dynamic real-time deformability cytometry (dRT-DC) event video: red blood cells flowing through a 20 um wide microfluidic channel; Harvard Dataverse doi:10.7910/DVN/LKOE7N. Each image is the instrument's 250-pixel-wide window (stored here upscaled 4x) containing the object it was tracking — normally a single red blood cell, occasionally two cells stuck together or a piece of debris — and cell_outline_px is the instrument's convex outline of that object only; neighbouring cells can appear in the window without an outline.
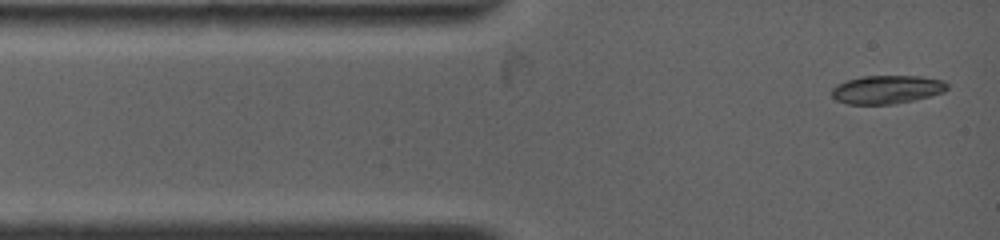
{"species": "common noctule bat (a hibernating species)", "species_latin": "Nyctalus noctula", "temperature_condition": "warm", "stored_images_in_passage": 7, "camera_frame_rate_fps": 4500, "um_per_image_px": 0.085, "animal": {"sex": "female", "body_mass_g": 19.0, "forearm_length_mm": 53.3}, "frame": {"image": 1, "passage_image": 1, "time_ms": 0.0, "image_size_px": [1000, 240], "cell_outline_px": [[948, 88], [944, 92], [896, 104], [848, 104], [836, 100], [832, 96], [832, 88], [836, 84], [848, 80], [864, 76], [920, 76], [944, 80], [948, 84]], "centroid_in_image_um": [75.39, 7.6], "position_along_channel_um": 9.6, "area_um2": 19.07}}
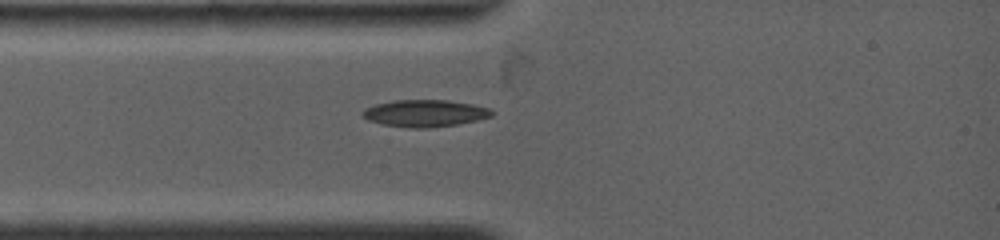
{"frame": {"image": 2, "passage_image": 4, "time_ms": 2.0, "image_size_px": [1000, 240], "cell_outline_px": [[496, 112], [492, 116], [476, 120], [456, 124], [424, 128], [412, 128], [384, 124], [368, 120], [360, 116], [360, 112], [364, 108], [376, 104], [396, 100], [448, 100], [472, 104], [488, 108]], "centroid_in_image_um": [36.09, 9.62], "position_along_channel_um": 48.9, "area_um2": 20.23}}
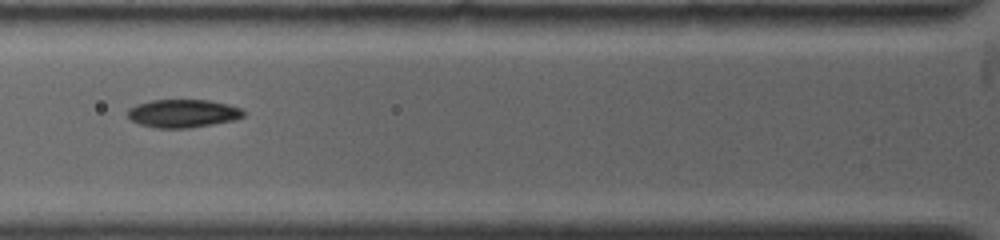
{"frame": {"image": 3, "passage_image": 6, "time_ms": 3.556, "image_size_px": [1000, 240], "cell_outline_px": [[244, 116], [236, 120], [188, 128], [156, 128], [140, 124], [132, 120], [128, 116], [128, 108], [136, 104], [152, 100], [208, 100], [228, 104], [240, 108], [244, 112]], "centroid_in_image_um": [15.55, 9.64], "position_along_channel_um": 110.2, "area_um2": 18.96}}